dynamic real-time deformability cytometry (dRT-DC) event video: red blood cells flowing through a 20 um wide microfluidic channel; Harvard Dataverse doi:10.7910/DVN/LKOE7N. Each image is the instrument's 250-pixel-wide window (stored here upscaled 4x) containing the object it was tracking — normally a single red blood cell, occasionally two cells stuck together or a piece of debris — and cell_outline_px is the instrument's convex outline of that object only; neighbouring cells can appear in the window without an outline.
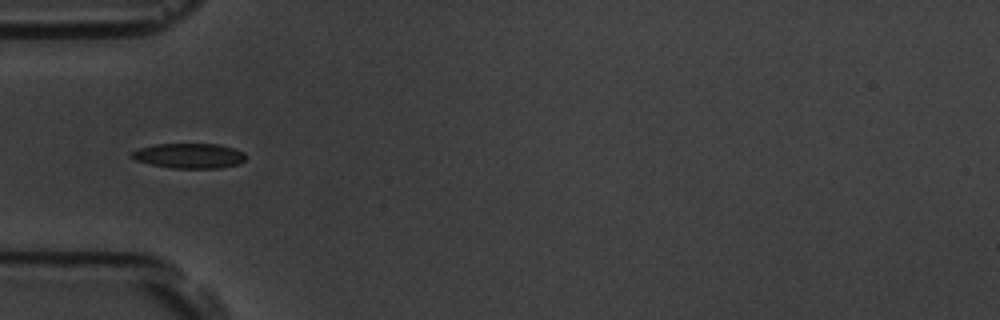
{"species": "common noctule bat (a hibernating species)", "species_latin": "Nyctalus noctula", "temperature_condition": "room temperature", "stored_images_in_passage": 6, "camera_frame_rate_fps": 3000, "um_per_image_px": 0.085, "animal": {"sex": "male", "body_mass_g": 19.5, "forearm_length_mm": 54.6}, "frame": {"image": 1, "passage_image": 6, "time_ms": 5.667, "image_size_px": [1000, 320], "cell_outline_px": [[244, 160], [240, 164], [220, 168], [172, 168], [152, 164], [136, 160], [132, 156], [132, 152], [140, 148], [156, 144], [220, 144], [244, 152]], "centroid_in_image_um": [16.12, 13.24], "position_along_channel_um": 68.9, "area_um2": 16.42}}